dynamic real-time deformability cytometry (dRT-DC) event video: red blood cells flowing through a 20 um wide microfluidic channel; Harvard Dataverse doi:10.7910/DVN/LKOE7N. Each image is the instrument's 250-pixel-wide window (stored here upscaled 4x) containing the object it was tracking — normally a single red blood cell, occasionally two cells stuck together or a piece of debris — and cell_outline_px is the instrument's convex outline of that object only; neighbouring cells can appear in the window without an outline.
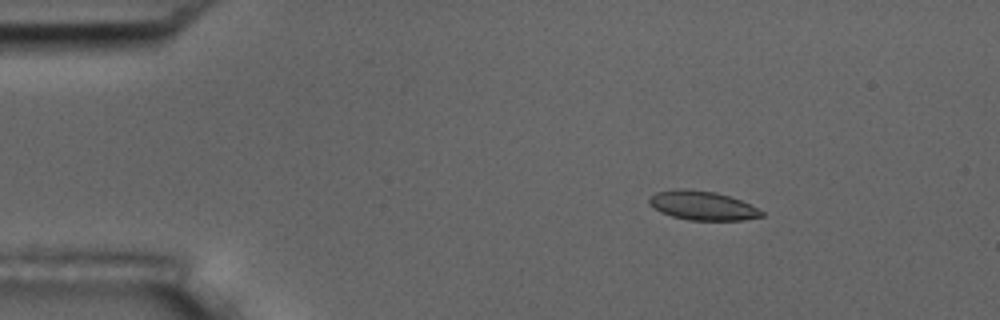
{"species": "common noctule bat (a hibernating species)", "species_latin": "Nyctalus noctula", "temperature_condition": "room temperature", "stored_images_in_passage": 5, "camera_frame_rate_fps": 3000, "um_per_image_px": 0.085, "animal": {"sex": "male", "body_mass_g": 17.5, "forearm_length_mm": 52.3}, "frame": {"image": 1, "passage_image": 2, "time_ms": 0.333, "image_size_px": [1000, 320], "cell_outline_px": [[764, 216], [744, 220], [688, 220], [672, 216], [660, 212], [648, 204], [648, 200], [656, 192], [676, 188], [688, 188], [716, 192], [740, 200], [764, 212]], "centroid_in_image_um": [59.67, 17.47], "position_along_channel_um": 25.3, "area_um2": 19.07}}
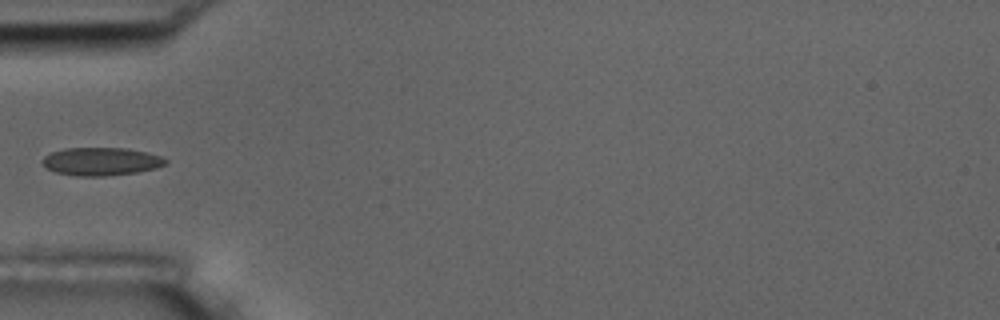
{"frame": {"image": 2, "passage_image": 5, "time_ms": 1.333, "image_size_px": [1000, 320], "cell_outline_px": [[168, 160], [164, 164], [156, 168], [136, 172], [104, 176], [76, 176], [56, 172], [48, 168], [40, 160], [44, 156], [52, 152], [64, 148], [124, 148], [144, 152], [160, 156]], "centroid_in_image_um": [8.56, 13.72], "position_along_channel_um": 76.4, "area_um2": 19.88}}